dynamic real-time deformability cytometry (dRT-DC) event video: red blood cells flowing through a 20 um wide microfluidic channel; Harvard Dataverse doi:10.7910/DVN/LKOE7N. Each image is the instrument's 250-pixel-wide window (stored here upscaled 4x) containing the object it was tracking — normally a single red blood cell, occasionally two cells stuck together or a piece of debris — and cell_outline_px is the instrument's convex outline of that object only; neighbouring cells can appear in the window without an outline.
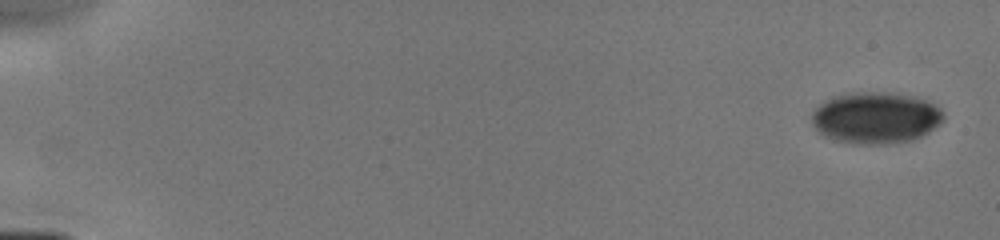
{"species": "human", "species_latin": "Homo sapiens", "temperature_condition": "cold", "stored_images_in_passage": 50, "camera_frame_rate_fps": 3000, "um_per_image_px": 0.085, "donor": {"sex": "male"}, "frame": {"image": 1, "passage_image": 1, "time_ms": 0.0, "image_size_px": [1000, 240], "cell_outline_px": [[944, 120], [928, 132], [912, 140], [888, 144], [856, 144], [836, 140], [824, 136], [812, 124], [812, 112], [820, 104], [836, 96], [860, 92], [884, 92], [916, 96], [928, 100], [936, 104], [944, 112]], "centroid_in_image_um": [74.48, 10.01], "position_along_channel_um": 10.5, "area_um2": 39.54}}
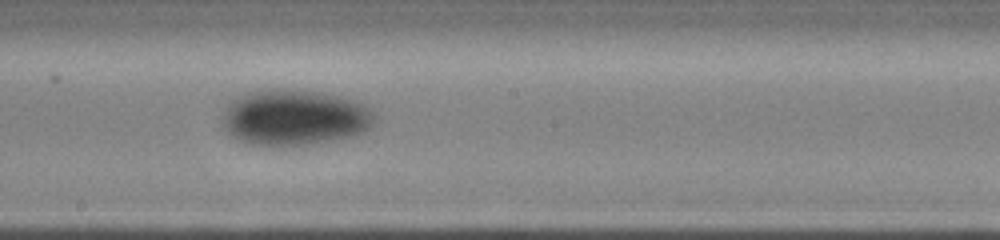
{"frame": {"image": 2, "passage_image": 26, "time_ms": 9.0, "image_size_px": [1000, 240], "cell_outline_px": [[376, 116], [372, 124], [364, 132], [352, 136], [308, 144], [248, 144], [232, 136], [228, 132], [224, 124], [224, 108], [232, 100], [244, 92], [260, 88], [284, 88], [320, 92], [352, 100], [364, 104]], "centroid_in_image_um": [25.0, 9.94], "position_along_channel_um": 223.2, "area_um2": 49.19}}
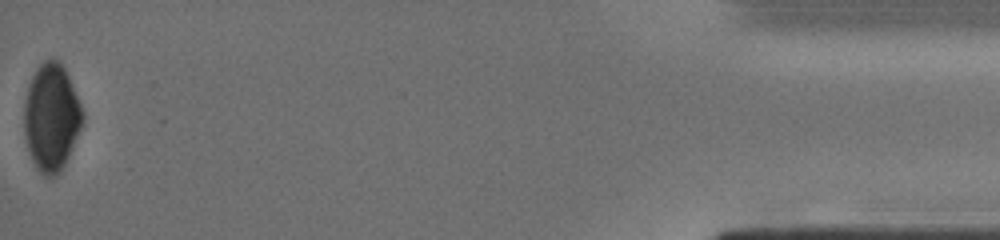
{"frame": {"image": 3, "passage_image": 49, "time_ms": 15.667, "image_size_px": [1000, 240], "cell_outline_px": [[84, 116], [80, 128], [72, 148], [60, 172], [56, 176], [44, 176], [36, 168], [32, 160], [24, 136], [24, 100], [32, 76], [36, 68], [44, 60], [56, 60], [64, 68], [68, 76], [84, 112]], "centroid_in_image_um": [4.35, 9.99], "position_along_channel_um": 430.9, "area_um2": 36.18}}